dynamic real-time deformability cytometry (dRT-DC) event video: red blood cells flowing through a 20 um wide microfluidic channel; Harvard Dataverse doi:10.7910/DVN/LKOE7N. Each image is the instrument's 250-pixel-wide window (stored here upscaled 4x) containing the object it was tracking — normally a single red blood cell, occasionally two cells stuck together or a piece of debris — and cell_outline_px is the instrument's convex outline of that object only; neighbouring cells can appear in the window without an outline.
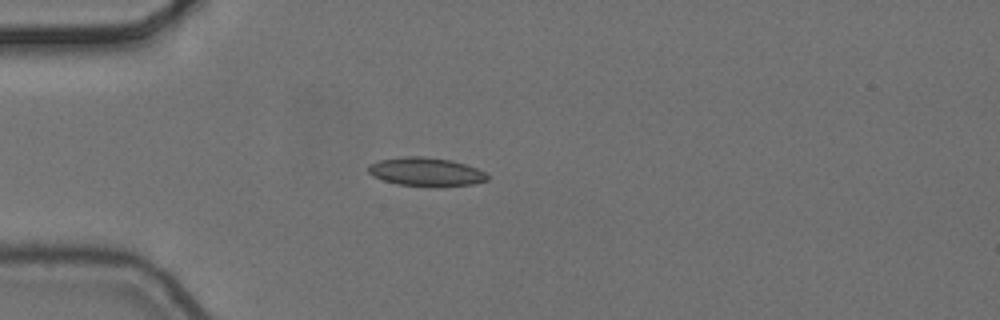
{"species": "common noctule bat (a hibernating species)", "species_latin": "Nyctalus noctula", "temperature_condition": "cold", "stored_images_in_passage": 4, "camera_frame_rate_fps": 3000, "um_per_image_px": 0.085, "animal": {"sex": "female", "body_mass_g": 24.6, "forearm_length_mm": 56.2}, "frame": {"image": 1, "passage_image": 4, "time_ms": 1.0, "image_size_px": [1000, 320], "cell_outline_px": [[488, 180], [472, 184], [400, 184], [384, 180], [372, 176], [368, 172], [368, 164], [380, 160], [404, 156], [424, 156], [452, 160], [476, 168], [484, 172], [488, 176]], "centroid_in_image_um": [36.16, 14.55], "position_along_channel_um": 48.8, "area_um2": 19.02}}